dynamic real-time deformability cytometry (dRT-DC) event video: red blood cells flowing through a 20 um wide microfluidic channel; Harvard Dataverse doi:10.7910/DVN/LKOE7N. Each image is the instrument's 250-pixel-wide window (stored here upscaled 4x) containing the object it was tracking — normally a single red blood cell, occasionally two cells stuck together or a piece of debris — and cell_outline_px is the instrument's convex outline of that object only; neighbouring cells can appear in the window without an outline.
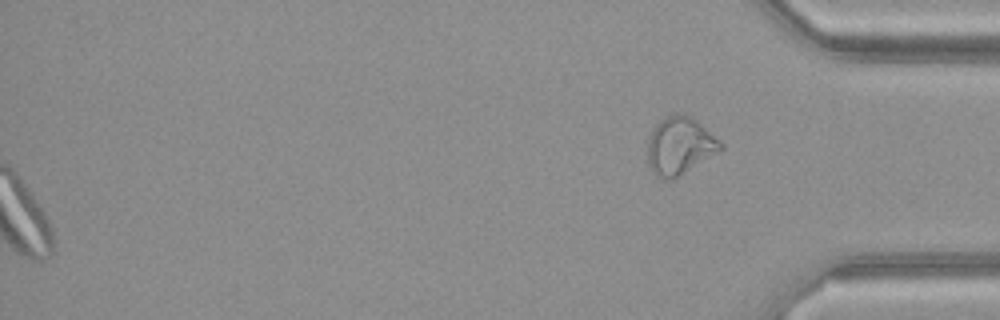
{"species": "common noctule bat (a hibernating species)", "species_latin": "Nyctalus noctula", "temperature_condition": "warm", "stored_images_in_passage": 39, "camera_frame_rate_fps": 3000, "um_per_image_px": 0.085, "animal": {"sex": "female", "body_mass_g": 21.9}, "frame": {"image": 1, "passage_image": 39, "time_ms": 12.667, "image_size_px": [1000, 320], "cell_outline_px": [[724, 148], [672, 180], [664, 180], [656, 176], [652, 172], [648, 164], [648, 140], [656, 124], [660, 120], [672, 112], [680, 112], [692, 116], [720, 140], [724, 144]], "centroid_in_image_um": [57.78, 12.37], "position_along_channel_um": 377.4, "area_um2": 24.62}, "authors_computed_cell_mechanics": {"area_um2": 24.6228, "velocity_mm_per_s": 4.1662, "shape_relaxation_time_tau1_ms": null, "shape_relaxation_time_tau2_ms": 1.1764, "deformation_change_tau1": null, "deformation_change_tau2": 0.0693}}